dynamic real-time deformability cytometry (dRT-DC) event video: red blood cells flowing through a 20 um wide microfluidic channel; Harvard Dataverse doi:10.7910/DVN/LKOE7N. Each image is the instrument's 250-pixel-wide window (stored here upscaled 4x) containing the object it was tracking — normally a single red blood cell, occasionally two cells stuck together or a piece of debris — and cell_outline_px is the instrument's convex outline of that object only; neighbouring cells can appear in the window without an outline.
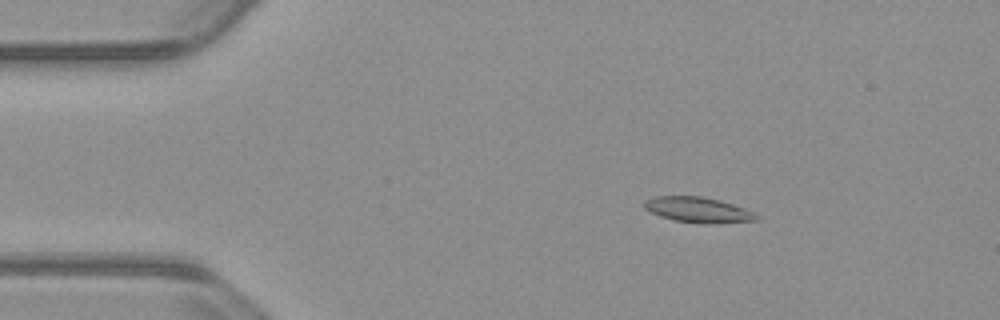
{"species": "common noctule bat (a hibernating species)", "species_latin": "Nyctalus noctula", "temperature_condition": "warm", "stored_images_in_passage": 54, "camera_frame_rate_fps": 3000, "um_per_image_px": 0.085, "animal": {"sex": "male", "body_mass_g": 23.1, "forearm_length_mm": 52.7}, "frame": {"image": 1, "passage_image": 9, "time_ms": 2.667, "image_size_px": [1000, 320], "cell_outline_px": [[760, 220], [676, 220], [660, 216], [644, 208], [644, 200], [656, 196], [700, 196], [720, 200], [744, 208], [760, 216]], "centroid_in_image_um": [59.25, 17.75], "position_along_channel_um": 25.8, "area_um2": 15.26}}
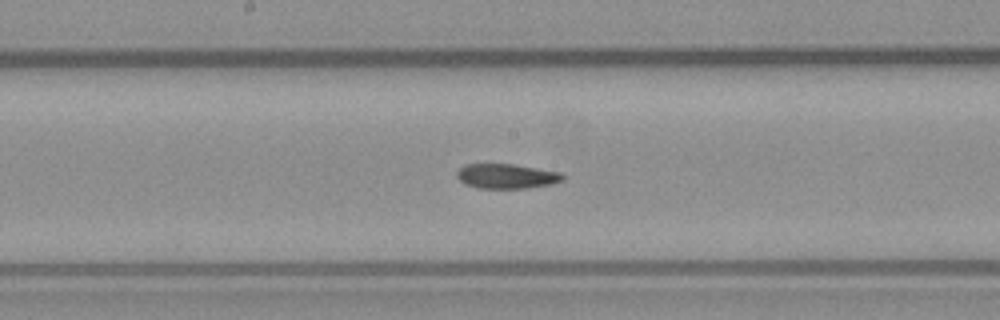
{"frame": {"image": 2, "passage_image": 28, "time_ms": 9.0, "image_size_px": [1000, 320], "cell_outline_px": [[564, 180], [552, 184], [524, 188], [476, 188], [464, 184], [456, 176], [456, 172], [464, 164], [512, 164], [560, 172], [564, 176]], "centroid_in_image_um": [43.03, 14.98], "position_along_channel_um": 205.2, "area_um2": 15.26}}
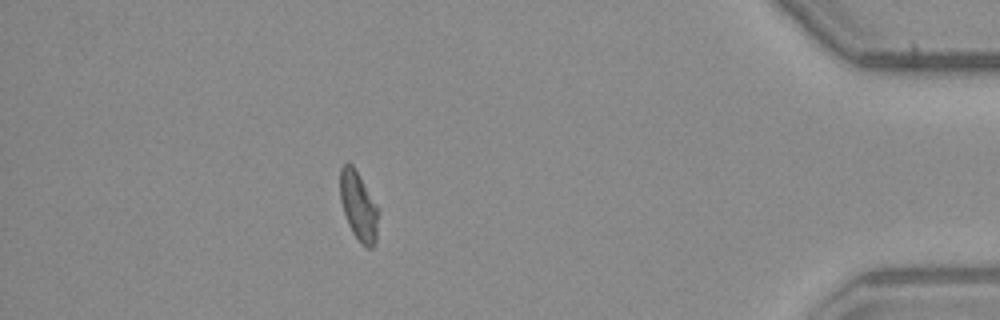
{"frame": {"image": 3, "passage_image": 48, "time_ms": 15.667, "image_size_px": [1000, 320], "cell_outline_px": [[380, 208], [376, 240], [372, 248], [368, 248], [360, 244], [352, 232], [348, 224], [340, 200], [340, 168], [348, 160], [352, 164], [360, 176]], "centroid_in_image_um": [30.49, 17.51], "position_along_channel_um": 404.7, "area_um2": 15.78}, "authors_computed_cell_mechanics": {"area_um2": 15.9817, "velocity_mm_per_s": 3.8087, "shape_relaxation_time_tau1_ms": null, "shape_relaxation_time_tau2_ms": 7.0449, "deformation_change_tau1": null, "deformation_change_tau2": 0.1462}}